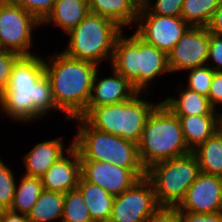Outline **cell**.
<instances>
[{
  "label": "cell",
  "instance_id": "cell-32",
  "mask_svg": "<svg viewBox=\"0 0 222 222\" xmlns=\"http://www.w3.org/2000/svg\"><path fill=\"white\" fill-rule=\"evenodd\" d=\"M20 57L16 52L0 49V95L5 91L12 68Z\"/></svg>",
  "mask_w": 222,
  "mask_h": 222
},
{
  "label": "cell",
  "instance_id": "cell-24",
  "mask_svg": "<svg viewBox=\"0 0 222 222\" xmlns=\"http://www.w3.org/2000/svg\"><path fill=\"white\" fill-rule=\"evenodd\" d=\"M64 193L43 190L39 199L27 214L30 222H51L63 217Z\"/></svg>",
  "mask_w": 222,
  "mask_h": 222
},
{
  "label": "cell",
  "instance_id": "cell-21",
  "mask_svg": "<svg viewBox=\"0 0 222 222\" xmlns=\"http://www.w3.org/2000/svg\"><path fill=\"white\" fill-rule=\"evenodd\" d=\"M89 13L87 0H56L52 12L41 23H53L65 34L77 26Z\"/></svg>",
  "mask_w": 222,
  "mask_h": 222
},
{
  "label": "cell",
  "instance_id": "cell-38",
  "mask_svg": "<svg viewBox=\"0 0 222 222\" xmlns=\"http://www.w3.org/2000/svg\"><path fill=\"white\" fill-rule=\"evenodd\" d=\"M0 222H30L27 215L15 213L8 210H2L0 214Z\"/></svg>",
  "mask_w": 222,
  "mask_h": 222
},
{
  "label": "cell",
  "instance_id": "cell-4",
  "mask_svg": "<svg viewBox=\"0 0 222 222\" xmlns=\"http://www.w3.org/2000/svg\"><path fill=\"white\" fill-rule=\"evenodd\" d=\"M137 146L145 170L155 163L191 152L185 143L179 117L162 101L148 117Z\"/></svg>",
  "mask_w": 222,
  "mask_h": 222
},
{
  "label": "cell",
  "instance_id": "cell-11",
  "mask_svg": "<svg viewBox=\"0 0 222 222\" xmlns=\"http://www.w3.org/2000/svg\"><path fill=\"white\" fill-rule=\"evenodd\" d=\"M135 24L134 33L140 39L167 54L190 27L181 16L154 13H138Z\"/></svg>",
  "mask_w": 222,
  "mask_h": 222
},
{
  "label": "cell",
  "instance_id": "cell-12",
  "mask_svg": "<svg viewBox=\"0 0 222 222\" xmlns=\"http://www.w3.org/2000/svg\"><path fill=\"white\" fill-rule=\"evenodd\" d=\"M80 175L116 196L146 176L145 168H124L109 162L80 160Z\"/></svg>",
  "mask_w": 222,
  "mask_h": 222
},
{
  "label": "cell",
  "instance_id": "cell-37",
  "mask_svg": "<svg viewBox=\"0 0 222 222\" xmlns=\"http://www.w3.org/2000/svg\"><path fill=\"white\" fill-rule=\"evenodd\" d=\"M207 29L215 34L222 35V0L213 14Z\"/></svg>",
  "mask_w": 222,
  "mask_h": 222
},
{
  "label": "cell",
  "instance_id": "cell-30",
  "mask_svg": "<svg viewBox=\"0 0 222 222\" xmlns=\"http://www.w3.org/2000/svg\"><path fill=\"white\" fill-rule=\"evenodd\" d=\"M184 0H142L138 13H154L162 16H181Z\"/></svg>",
  "mask_w": 222,
  "mask_h": 222
},
{
  "label": "cell",
  "instance_id": "cell-25",
  "mask_svg": "<svg viewBox=\"0 0 222 222\" xmlns=\"http://www.w3.org/2000/svg\"><path fill=\"white\" fill-rule=\"evenodd\" d=\"M18 185L16 184L14 199L9 210L27 215L44 190L42 180L39 177H31L23 174Z\"/></svg>",
  "mask_w": 222,
  "mask_h": 222
},
{
  "label": "cell",
  "instance_id": "cell-28",
  "mask_svg": "<svg viewBox=\"0 0 222 222\" xmlns=\"http://www.w3.org/2000/svg\"><path fill=\"white\" fill-rule=\"evenodd\" d=\"M187 71H189V75L186 88L208 97L215 71L209 65L195 67Z\"/></svg>",
  "mask_w": 222,
  "mask_h": 222
},
{
  "label": "cell",
  "instance_id": "cell-27",
  "mask_svg": "<svg viewBox=\"0 0 222 222\" xmlns=\"http://www.w3.org/2000/svg\"><path fill=\"white\" fill-rule=\"evenodd\" d=\"M60 222H93L78 188L64 193V210Z\"/></svg>",
  "mask_w": 222,
  "mask_h": 222
},
{
  "label": "cell",
  "instance_id": "cell-7",
  "mask_svg": "<svg viewBox=\"0 0 222 222\" xmlns=\"http://www.w3.org/2000/svg\"><path fill=\"white\" fill-rule=\"evenodd\" d=\"M74 120H77L79 129L73 138V146L78 150L80 160L109 162L124 168H144L136 143L99 131L83 117Z\"/></svg>",
  "mask_w": 222,
  "mask_h": 222
},
{
  "label": "cell",
  "instance_id": "cell-5",
  "mask_svg": "<svg viewBox=\"0 0 222 222\" xmlns=\"http://www.w3.org/2000/svg\"><path fill=\"white\" fill-rule=\"evenodd\" d=\"M140 96L141 92H137L130 100L122 103L87 107L80 117L99 131L118 135L137 144L148 117L161 103H151L142 100Z\"/></svg>",
  "mask_w": 222,
  "mask_h": 222
},
{
  "label": "cell",
  "instance_id": "cell-3",
  "mask_svg": "<svg viewBox=\"0 0 222 222\" xmlns=\"http://www.w3.org/2000/svg\"><path fill=\"white\" fill-rule=\"evenodd\" d=\"M111 68L123 75L138 91L147 93L149 82L169 73L168 54L140 39L135 33L123 32L115 42Z\"/></svg>",
  "mask_w": 222,
  "mask_h": 222
},
{
  "label": "cell",
  "instance_id": "cell-31",
  "mask_svg": "<svg viewBox=\"0 0 222 222\" xmlns=\"http://www.w3.org/2000/svg\"><path fill=\"white\" fill-rule=\"evenodd\" d=\"M13 4L25 9L40 23L52 12L56 0H9Z\"/></svg>",
  "mask_w": 222,
  "mask_h": 222
},
{
  "label": "cell",
  "instance_id": "cell-18",
  "mask_svg": "<svg viewBox=\"0 0 222 222\" xmlns=\"http://www.w3.org/2000/svg\"><path fill=\"white\" fill-rule=\"evenodd\" d=\"M89 12L105 17L122 29L136 23L140 3L137 0H87Z\"/></svg>",
  "mask_w": 222,
  "mask_h": 222
},
{
  "label": "cell",
  "instance_id": "cell-8",
  "mask_svg": "<svg viewBox=\"0 0 222 222\" xmlns=\"http://www.w3.org/2000/svg\"><path fill=\"white\" fill-rule=\"evenodd\" d=\"M200 167L195 154H188L153 164L146 170L160 206H178L196 180Z\"/></svg>",
  "mask_w": 222,
  "mask_h": 222
},
{
  "label": "cell",
  "instance_id": "cell-16",
  "mask_svg": "<svg viewBox=\"0 0 222 222\" xmlns=\"http://www.w3.org/2000/svg\"><path fill=\"white\" fill-rule=\"evenodd\" d=\"M112 77L99 80L98 69L93 79L92 93L87 107H99L130 100L138 91L114 68Z\"/></svg>",
  "mask_w": 222,
  "mask_h": 222
},
{
  "label": "cell",
  "instance_id": "cell-34",
  "mask_svg": "<svg viewBox=\"0 0 222 222\" xmlns=\"http://www.w3.org/2000/svg\"><path fill=\"white\" fill-rule=\"evenodd\" d=\"M145 222H180L177 206H159Z\"/></svg>",
  "mask_w": 222,
  "mask_h": 222
},
{
  "label": "cell",
  "instance_id": "cell-20",
  "mask_svg": "<svg viewBox=\"0 0 222 222\" xmlns=\"http://www.w3.org/2000/svg\"><path fill=\"white\" fill-rule=\"evenodd\" d=\"M182 89L179 98L169 96L162 101L176 116L218 115L219 112L213 108L207 96L186 87Z\"/></svg>",
  "mask_w": 222,
  "mask_h": 222
},
{
  "label": "cell",
  "instance_id": "cell-22",
  "mask_svg": "<svg viewBox=\"0 0 222 222\" xmlns=\"http://www.w3.org/2000/svg\"><path fill=\"white\" fill-rule=\"evenodd\" d=\"M77 188L81 191L93 222H108L112 213L114 195L100 186L85 181L81 176Z\"/></svg>",
  "mask_w": 222,
  "mask_h": 222
},
{
  "label": "cell",
  "instance_id": "cell-6",
  "mask_svg": "<svg viewBox=\"0 0 222 222\" xmlns=\"http://www.w3.org/2000/svg\"><path fill=\"white\" fill-rule=\"evenodd\" d=\"M113 21L89 12L85 18L67 34L69 40L63 53L100 66L103 60L112 61L116 39L124 32Z\"/></svg>",
  "mask_w": 222,
  "mask_h": 222
},
{
  "label": "cell",
  "instance_id": "cell-9",
  "mask_svg": "<svg viewBox=\"0 0 222 222\" xmlns=\"http://www.w3.org/2000/svg\"><path fill=\"white\" fill-rule=\"evenodd\" d=\"M41 23L25 9L0 0V49L10 50L21 56H32L33 29Z\"/></svg>",
  "mask_w": 222,
  "mask_h": 222
},
{
  "label": "cell",
  "instance_id": "cell-15",
  "mask_svg": "<svg viewBox=\"0 0 222 222\" xmlns=\"http://www.w3.org/2000/svg\"><path fill=\"white\" fill-rule=\"evenodd\" d=\"M66 153L41 177L44 190L67 193L77 188L81 176L80 155L73 146V141Z\"/></svg>",
  "mask_w": 222,
  "mask_h": 222
},
{
  "label": "cell",
  "instance_id": "cell-1",
  "mask_svg": "<svg viewBox=\"0 0 222 222\" xmlns=\"http://www.w3.org/2000/svg\"><path fill=\"white\" fill-rule=\"evenodd\" d=\"M0 109L6 117L22 123L41 119L50 110L59 111L41 56H21L15 62L8 85L0 95Z\"/></svg>",
  "mask_w": 222,
  "mask_h": 222
},
{
  "label": "cell",
  "instance_id": "cell-35",
  "mask_svg": "<svg viewBox=\"0 0 222 222\" xmlns=\"http://www.w3.org/2000/svg\"><path fill=\"white\" fill-rule=\"evenodd\" d=\"M180 222H222V212L198 214L179 210Z\"/></svg>",
  "mask_w": 222,
  "mask_h": 222
},
{
  "label": "cell",
  "instance_id": "cell-29",
  "mask_svg": "<svg viewBox=\"0 0 222 222\" xmlns=\"http://www.w3.org/2000/svg\"><path fill=\"white\" fill-rule=\"evenodd\" d=\"M16 189V182L13 170L3 163L0 158V209H10L14 193Z\"/></svg>",
  "mask_w": 222,
  "mask_h": 222
},
{
  "label": "cell",
  "instance_id": "cell-36",
  "mask_svg": "<svg viewBox=\"0 0 222 222\" xmlns=\"http://www.w3.org/2000/svg\"><path fill=\"white\" fill-rule=\"evenodd\" d=\"M208 98L215 110L218 104H222V71L214 72Z\"/></svg>",
  "mask_w": 222,
  "mask_h": 222
},
{
  "label": "cell",
  "instance_id": "cell-14",
  "mask_svg": "<svg viewBox=\"0 0 222 222\" xmlns=\"http://www.w3.org/2000/svg\"><path fill=\"white\" fill-rule=\"evenodd\" d=\"M177 208L198 214L222 212V177L200 172Z\"/></svg>",
  "mask_w": 222,
  "mask_h": 222
},
{
  "label": "cell",
  "instance_id": "cell-17",
  "mask_svg": "<svg viewBox=\"0 0 222 222\" xmlns=\"http://www.w3.org/2000/svg\"><path fill=\"white\" fill-rule=\"evenodd\" d=\"M59 137L52 140L40 142L24 156L25 174L26 176L41 178L46 171L62 156L65 151Z\"/></svg>",
  "mask_w": 222,
  "mask_h": 222
},
{
  "label": "cell",
  "instance_id": "cell-19",
  "mask_svg": "<svg viewBox=\"0 0 222 222\" xmlns=\"http://www.w3.org/2000/svg\"><path fill=\"white\" fill-rule=\"evenodd\" d=\"M186 145L192 151L219 130L218 115L178 116Z\"/></svg>",
  "mask_w": 222,
  "mask_h": 222
},
{
  "label": "cell",
  "instance_id": "cell-23",
  "mask_svg": "<svg viewBox=\"0 0 222 222\" xmlns=\"http://www.w3.org/2000/svg\"><path fill=\"white\" fill-rule=\"evenodd\" d=\"M192 152L198 160L200 172L222 177V132L220 130Z\"/></svg>",
  "mask_w": 222,
  "mask_h": 222
},
{
  "label": "cell",
  "instance_id": "cell-33",
  "mask_svg": "<svg viewBox=\"0 0 222 222\" xmlns=\"http://www.w3.org/2000/svg\"><path fill=\"white\" fill-rule=\"evenodd\" d=\"M212 60L207 63L214 71H222V35L215 34L209 31V51L208 59ZM213 64H216L213 66Z\"/></svg>",
  "mask_w": 222,
  "mask_h": 222
},
{
  "label": "cell",
  "instance_id": "cell-10",
  "mask_svg": "<svg viewBox=\"0 0 222 222\" xmlns=\"http://www.w3.org/2000/svg\"><path fill=\"white\" fill-rule=\"evenodd\" d=\"M159 206L153 184L145 176L114 197L108 222H145Z\"/></svg>",
  "mask_w": 222,
  "mask_h": 222
},
{
  "label": "cell",
  "instance_id": "cell-39",
  "mask_svg": "<svg viewBox=\"0 0 222 222\" xmlns=\"http://www.w3.org/2000/svg\"><path fill=\"white\" fill-rule=\"evenodd\" d=\"M219 116V130L222 132V113H218Z\"/></svg>",
  "mask_w": 222,
  "mask_h": 222
},
{
  "label": "cell",
  "instance_id": "cell-13",
  "mask_svg": "<svg viewBox=\"0 0 222 222\" xmlns=\"http://www.w3.org/2000/svg\"><path fill=\"white\" fill-rule=\"evenodd\" d=\"M209 30L190 26L168 53L170 73L207 65Z\"/></svg>",
  "mask_w": 222,
  "mask_h": 222
},
{
  "label": "cell",
  "instance_id": "cell-26",
  "mask_svg": "<svg viewBox=\"0 0 222 222\" xmlns=\"http://www.w3.org/2000/svg\"><path fill=\"white\" fill-rule=\"evenodd\" d=\"M221 0H184L181 17L193 27H207Z\"/></svg>",
  "mask_w": 222,
  "mask_h": 222
},
{
  "label": "cell",
  "instance_id": "cell-2",
  "mask_svg": "<svg viewBox=\"0 0 222 222\" xmlns=\"http://www.w3.org/2000/svg\"><path fill=\"white\" fill-rule=\"evenodd\" d=\"M46 59L45 74L50 81L56 107L64 112L67 120L80 117L87 109L93 79L99 66L89 61L71 58L63 52Z\"/></svg>",
  "mask_w": 222,
  "mask_h": 222
}]
</instances>
